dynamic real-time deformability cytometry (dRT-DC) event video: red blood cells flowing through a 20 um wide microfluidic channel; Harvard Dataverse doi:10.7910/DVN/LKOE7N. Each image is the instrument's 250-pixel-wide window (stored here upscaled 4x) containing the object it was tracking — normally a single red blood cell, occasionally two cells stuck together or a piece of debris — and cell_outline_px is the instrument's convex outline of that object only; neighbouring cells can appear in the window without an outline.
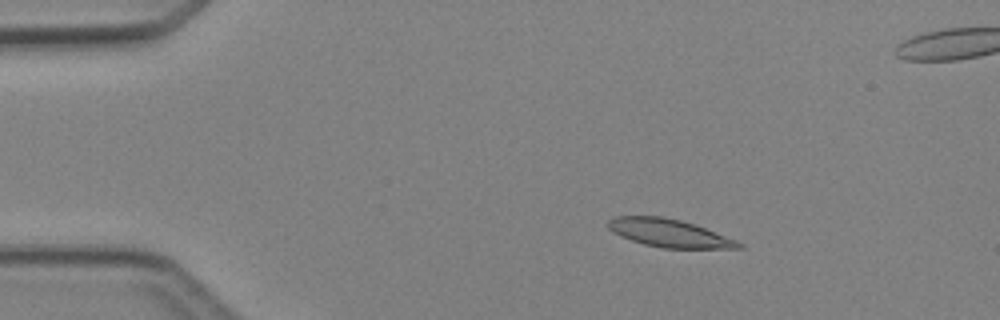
{"species": "Egyptian fruit bat (a non-hibernating species)", "species_latin": "Rousettus aegyptiacus", "temperature_condition": "cold", "stored_images_in_passage": 5, "camera_frame_rate_fps": 3000, "um_per_image_px": 0.085, "animal": {"sex": "female"}, "frame": {"image": 1, "passage_image": 3, "time_ms": 2.333, "image_size_px": [1000, 320], "cell_outline_px": [[744, 248], [660, 248], [644, 244], [620, 236], [612, 232], [608, 228], [608, 220], [616, 216], [660, 216], [680, 220], [696, 224], [736, 240], [744, 244]], "centroid_in_image_um": [56.88, 19.81], "position_along_channel_um": 28.1, "area_um2": 21.27}}